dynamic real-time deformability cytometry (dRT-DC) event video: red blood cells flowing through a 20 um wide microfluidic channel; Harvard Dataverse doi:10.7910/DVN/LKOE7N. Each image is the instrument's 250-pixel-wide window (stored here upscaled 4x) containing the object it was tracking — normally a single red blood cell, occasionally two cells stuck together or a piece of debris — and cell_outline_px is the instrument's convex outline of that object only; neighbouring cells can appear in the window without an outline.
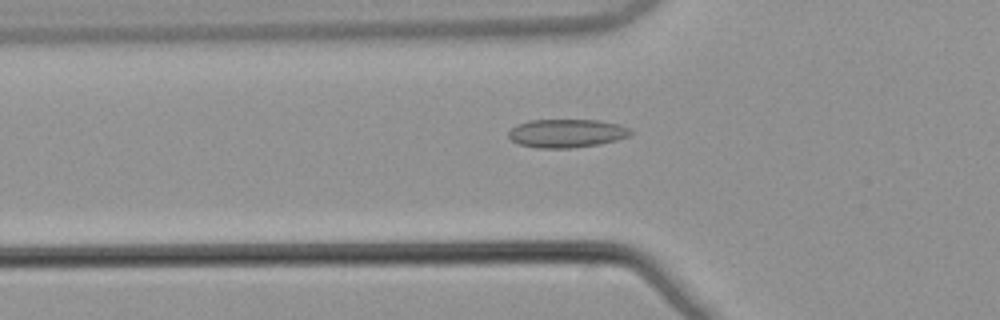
{"species": "common noctule bat (a hibernating species)", "species_latin": "Nyctalus noctula", "temperature_condition": "warm", "stored_images_in_passage": 53, "camera_frame_rate_fps": 3000, "um_per_image_px": 0.085, "animal": {"sex": "male", "body_mass_g": 21.5, "forearm_length_mm": 52.0}, "frame": {"image": 1, "passage_image": 19, "time_ms": 6.0, "image_size_px": [1000, 320], "cell_outline_px": [[632, 132], [628, 136], [616, 140], [600, 144], [572, 148], [540, 148], [520, 144], [512, 140], [508, 136], [508, 132], [516, 124], [528, 120], [600, 120], [620, 124], [632, 128]], "centroid_in_image_um": [48.19, 11.32], "position_along_channel_um": 77.6, "area_um2": 20.35}}
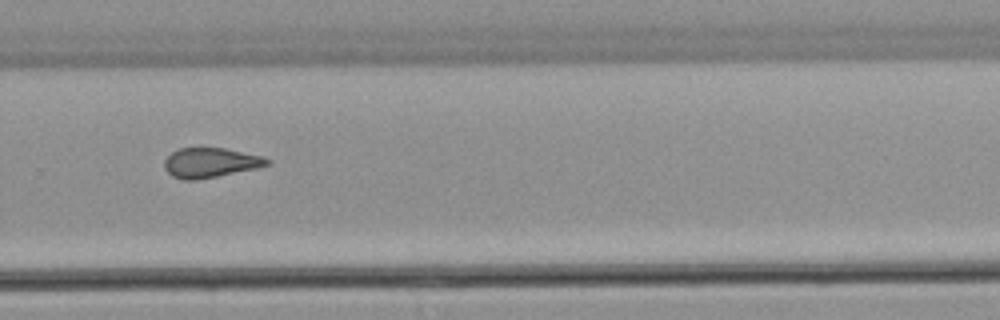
{"frame": {"image": 2, "passage_image": 37, "time_ms": 12.0, "image_size_px": [1000, 320], "cell_outline_px": [[272, 160], [268, 164], [256, 168], [216, 176], [192, 180], [184, 180], [172, 176], [164, 168], [164, 160], [172, 152], [180, 148], [224, 148], [260, 156]], "centroid_in_image_um": [17.84, 13.82], "position_along_channel_um": 312.0, "area_um2": 17.46}}
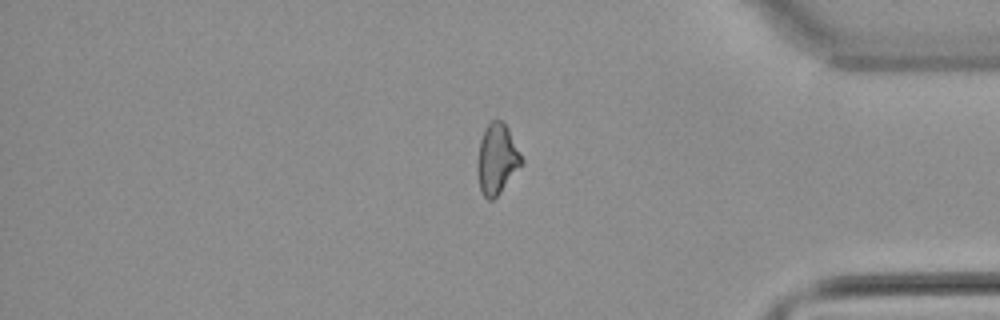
{"frame": {"image": 3, "passage_image": 45, "time_ms": 14.667, "image_size_px": [1000, 320], "cell_outline_px": [[524, 164], [500, 192], [492, 200], [488, 200], [484, 196], [480, 188], [476, 168], [476, 164], [480, 140], [484, 128], [492, 120], [504, 120], [524, 160]], "centroid_in_image_um": [42.25, 13.5], "position_along_channel_um": 393.0, "area_um2": 18.32}, "authors_computed_cell_mechanics": {"area_um2": 18.5538, "velocity_mm_per_s": 3.8988, "shape_relaxation_time_tau1_ms": null, "shape_relaxation_time_tau2_ms": 3.5308, "deformation_change_tau1": null, "deformation_change_tau2": 0.0967}}